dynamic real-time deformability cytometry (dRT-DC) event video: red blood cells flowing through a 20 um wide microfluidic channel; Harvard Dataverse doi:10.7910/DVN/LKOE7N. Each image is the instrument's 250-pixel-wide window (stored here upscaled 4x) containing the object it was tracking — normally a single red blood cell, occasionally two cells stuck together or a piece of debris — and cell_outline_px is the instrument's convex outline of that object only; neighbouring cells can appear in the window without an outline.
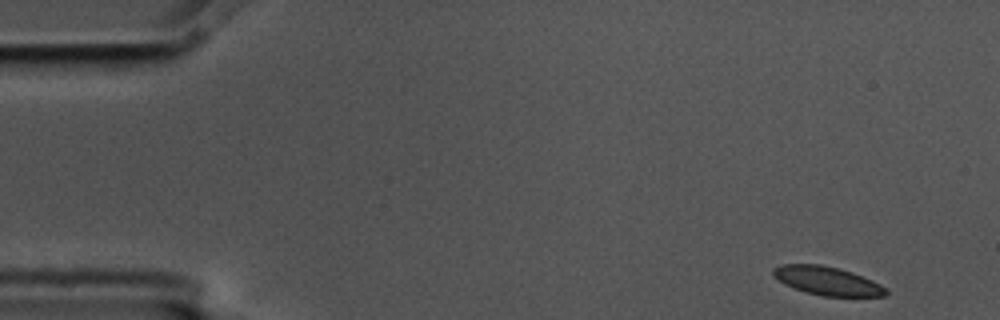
{"species": "common noctule bat (a hibernating species)", "species_latin": "Nyctalus noctula", "temperature_condition": "cold", "stored_images_in_passage": 5, "camera_frame_rate_fps": 3000, "um_per_image_px": 0.085, "animal": {"sex": "male", "body_mass_g": 17.5, "forearm_length_mm": 52.3}, "frame": {"image": 1, "passage_image": 1, "time_ms": 0.0, "image_size_px": [1000, 320], "cell_outline_px": [[888, 292], [884, 296], [820, 296], [784, 284], [772, 272], [772, 268], [784, 264], [820, 264], [840, 268], [852, 272], [872, 280], [880, 284]], "centroid_in_image_um": [70.33, 23.86], "position_along_channel_um": 14.7, "area_um2": 18.5}}